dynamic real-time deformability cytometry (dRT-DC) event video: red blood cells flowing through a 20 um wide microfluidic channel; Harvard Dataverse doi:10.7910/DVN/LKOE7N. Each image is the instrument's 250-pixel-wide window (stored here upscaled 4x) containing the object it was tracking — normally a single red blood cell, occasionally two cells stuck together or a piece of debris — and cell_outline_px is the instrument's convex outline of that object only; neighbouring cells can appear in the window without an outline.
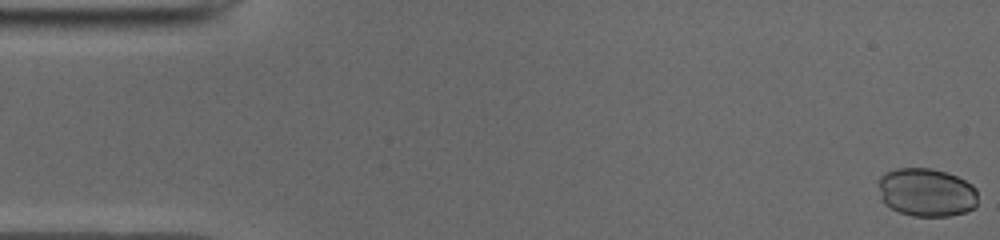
{"species": "common noctule bat (a hibernating species)", "species_latin": "Nyctalus noctula", "temperature_condition": "cold", "stored_images_in_passage": 7, "camera_frame_rate_fps": 3000, "um_per_image_px": 0.085, "animal": {"sex": "male", "body_mass_g": 19.0, "forearm_length_mm": 50.8}, "frame": {"image": 1, "passage_image": 1, "time_ms": 0.0, "image_size_px": [1000, 240], "cell_outline_px": [[976, 208], [964, 212], [948, 216], [912, 216], [900, 212], [884, 204], [880, 196], [880, 176], [884, 172], [896, 168], [932, 168], [948, 172], [972, 184], [976, 188]], "centroid_in_image_um": [78.76, 16.34], "position_along_channel_um": 6.2, "area_um2": 28.15}}